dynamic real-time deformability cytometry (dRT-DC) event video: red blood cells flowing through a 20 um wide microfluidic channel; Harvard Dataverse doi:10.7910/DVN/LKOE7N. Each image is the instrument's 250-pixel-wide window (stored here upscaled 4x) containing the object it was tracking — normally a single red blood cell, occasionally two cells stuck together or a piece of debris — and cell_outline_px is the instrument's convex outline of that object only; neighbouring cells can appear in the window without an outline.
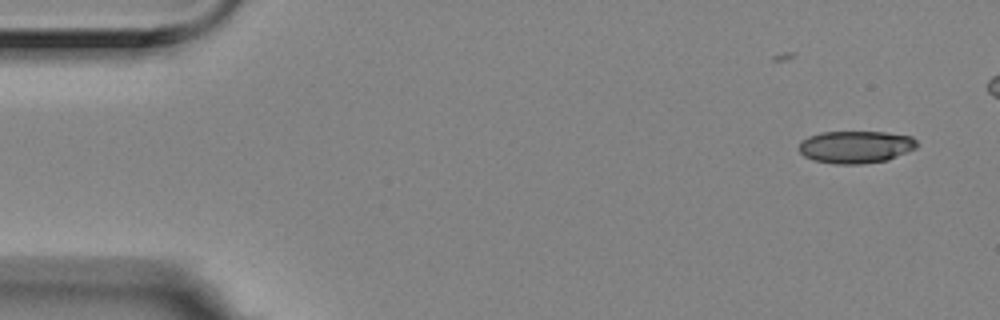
{"species": "Egyptian fruit bat (a non-hibernating species)", "species_latin": "Rousettus aegyptiacus", "temperature_condition": "room temperature", "stored_images_in_passage": 8, "camera_frame_rate_fps": 3000, "um_per_image_px": 0.085, "animal": {"sex": "female"}, "frame": {"image": 1, "passage_image": 3, "time_ms": 0.667, "image_size_px": [1000, 320], "cell_outline_px": [[920, 144], [916, 148], [888, 160], [864, 164], [836, 164], [812, 160], [804, 156], [796, 148], [800, 140], [808, 136], [820, 132], [884, 132], [912, 136]], "centroid_in_image_um": [72.71, 12.49], "position_along_channel_um": 12.3, "area_um2": 22.66}}